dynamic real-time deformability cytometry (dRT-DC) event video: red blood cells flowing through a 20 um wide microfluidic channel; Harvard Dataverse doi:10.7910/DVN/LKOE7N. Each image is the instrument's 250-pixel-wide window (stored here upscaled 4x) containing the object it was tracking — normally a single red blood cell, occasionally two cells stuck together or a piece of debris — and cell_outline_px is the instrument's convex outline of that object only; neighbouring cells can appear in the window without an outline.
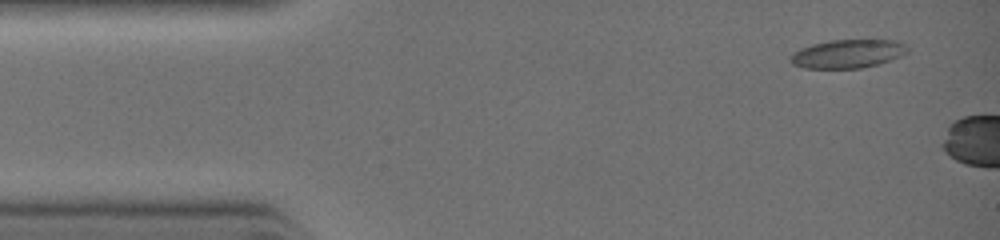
{"species": "common noctule bat (a hibernating species)", "species_latin": "Nyctalus noctula", "temperature_condition": "warm", "stored_images_in_passage": 4, "camera_frame_rate_fps": 3000, "um_per_image_px": 0.085, "animal": {"sex": "female", "body_mass_g": 19.0, "forearm_length_mm": 51.5}, "frame": {"image": 1, "passage_image": 1, "time_ms": 0.0, "image_size_px": [1000, 240], "cell_outline_px": [[908, 52], [900, 56], [880, 64], [860, 68], [804, 68], [792, 64], [788, 60], [788, 56], [792, 52], [800, 48], [812, 44], [828, 40], [896, 40], [904, 44], [908, 48]], "centroid_in_image_um": [72.0, 4.57], "position_along_channel_um": 13.0, "area_um2": 19.65}}